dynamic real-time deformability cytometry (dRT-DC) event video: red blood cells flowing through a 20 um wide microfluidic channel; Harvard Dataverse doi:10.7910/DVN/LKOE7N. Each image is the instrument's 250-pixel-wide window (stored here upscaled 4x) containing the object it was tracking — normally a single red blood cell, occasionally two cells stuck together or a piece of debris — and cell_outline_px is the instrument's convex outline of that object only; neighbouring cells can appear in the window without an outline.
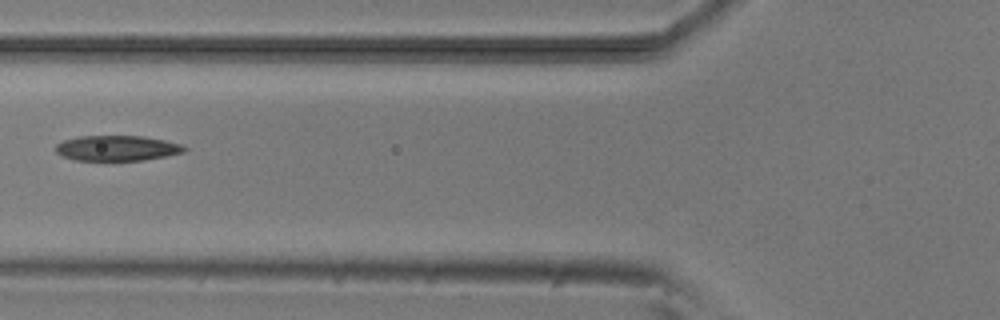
{"species": "common noctule bat (a hibernating species)", "species_latin": "Nyctalus noctula", "temperature_condition": "room temperature", "stored_images_in_passage": 6, "camera_frame_rate_fps": 3000, "um_per_image_px": 0.085, "animal": {"sex": "male", "body_mass_g": 20.5, "forearm_length_mm": 52.5}, "frame": {"image": 1, "passage_image": 6, "time_ms": 5.333, "image_size_px": [1000, 320], "cell_outline_px": [[188, 148], [184, 152], [144, 160], [76, 160], [64, 156], [56, 152], [56, 144], [64, 140], [80, 136], [144, 136], [164, 140], [180, 144]], "centroid_in_image_um": [9.96, 12.58], "position_along_channel_um": 115.8, "area_um2": 18.79}}